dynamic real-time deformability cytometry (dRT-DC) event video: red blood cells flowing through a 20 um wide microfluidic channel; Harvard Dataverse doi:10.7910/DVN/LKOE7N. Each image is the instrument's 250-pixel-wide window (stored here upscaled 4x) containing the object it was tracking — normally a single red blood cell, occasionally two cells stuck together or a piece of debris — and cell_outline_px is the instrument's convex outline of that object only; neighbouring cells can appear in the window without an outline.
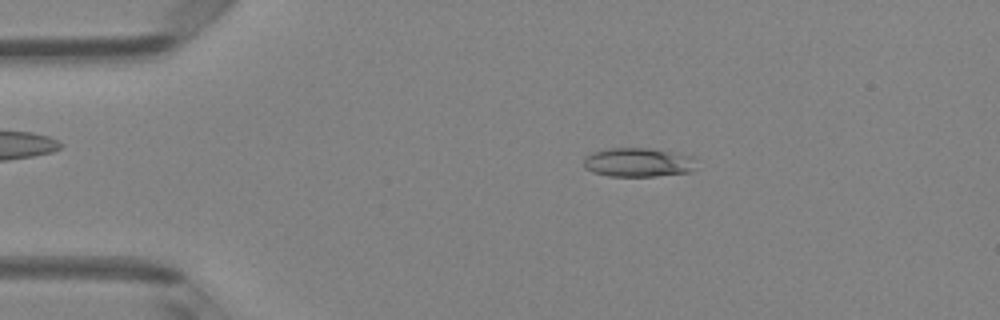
{"species": "Egyptian fruit bat (a non-hibernating species)", "species_latin": "Rousettus aegyptiacus", "temperature_condition": "room temperature", "stored_images_in_passage": 5, "camera_frame_rate_fps": 3000, "um_per_image_px": 0.085, "animal": {"sex": "female"}, "frame": {"image": 1, "passage_image": 2, "time_ms": 1.0, "image_size_px": [1000, 320], "cell_outline_px": [[696, 168], [692, 172], [656, 176], [608, 176], [592, 172], [584, 168], [584, 156], [592, 152], [612, 148], [648, 148], [696, 156]], "centroid_in_image_um": [54.28, 13.81], "position_along_channel_um": 30.7, "area_um2": 19.36}}
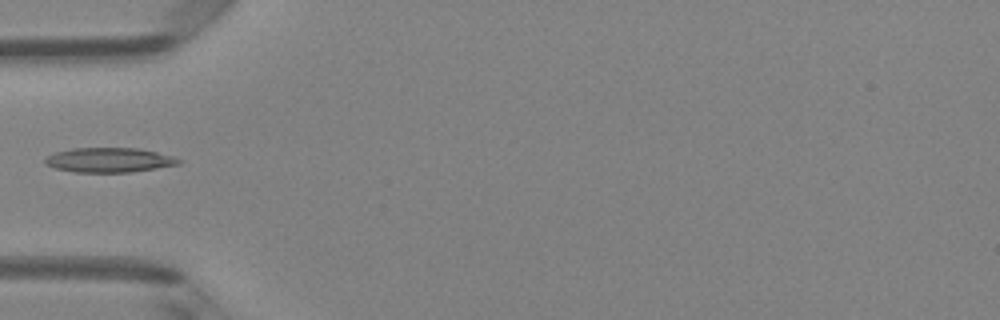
{"frame": {"image": 2, "passage_image": 4, "time_ms": 3.333, "image_size_px": [1000, 320], "cell_outline_px": [[184, 160], [180, 164], [132, 172], [76, 172], [56, 168], [44, 164], [44, 160], [48, 156], [56, 152], [72, 148], [136, 148], [156, 152], [172, 156]], "centroid_in_image_um": [9.3, 13.6], "position_along_channel_um": 75.7, "area_um2": 19.07}}
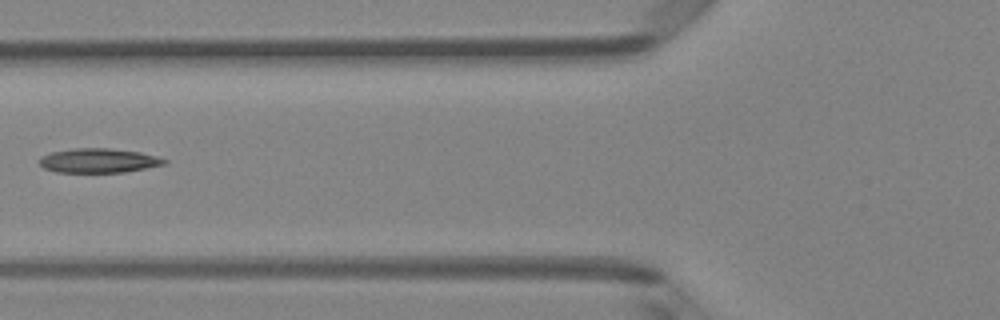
{"frame": {"image": 3, "passage_image": 5, "time_ms": 4.333, "image_size_px": [1000, 320], "cell_outline_px": [[168, 160], [164, 164], [124, 172], [56, 172], [44, 168], [40, 164], [40, 156], [52, 152], [76, 148], [108, 148], [140, 152], [156, 156]], "centroid_in_image_um": [8.36, 13.64], "position_along_channel_um": 117.4, "area_um2": 17.51}}